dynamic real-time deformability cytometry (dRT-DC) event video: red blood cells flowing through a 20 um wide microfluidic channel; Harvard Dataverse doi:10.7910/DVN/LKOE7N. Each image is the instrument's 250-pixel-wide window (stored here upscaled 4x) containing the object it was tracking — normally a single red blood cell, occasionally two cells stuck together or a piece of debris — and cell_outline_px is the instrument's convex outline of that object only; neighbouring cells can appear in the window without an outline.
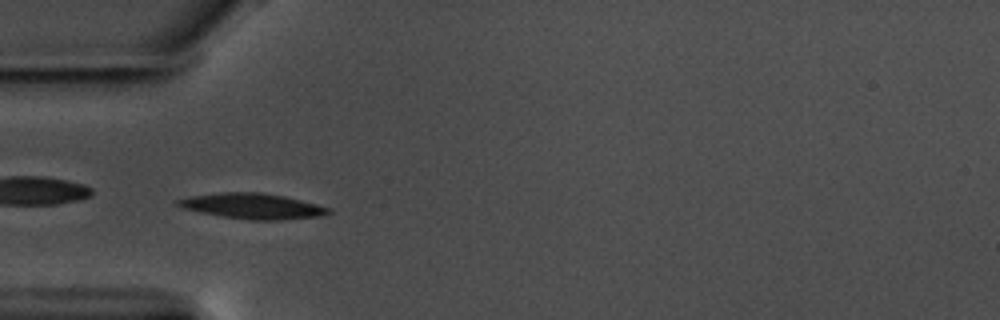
{"species": "common noctule bat (a hibernating species)", "species_latin": "Nyctalus noctula", "temperature_condition": "warm", "stored_images_in_passage": 41, "camera_frame_rate_fps": 3000, "um_per_image_px": 0.085, "animal": {"sex": "male", "body_mass_g": 17.5, "forearm_length_mm": 52.3}, "frame": {"image": 1, "passage_image": 1, "time_ms": 0.0, "image_size_px": [1000, 320], "cell_outline_px": [[332, 212], [320, 216], [280, 220], [248, 220], [220, 216], [180, 208], [176, 204], [176, 200], [188, 196], [220, 192], [260, 192], [284, 196], [332, 208]], "centroid_in_image_um": [21.43, 17.52], "position_along_channel_um": 63.6, "area_um2": 22.54}}
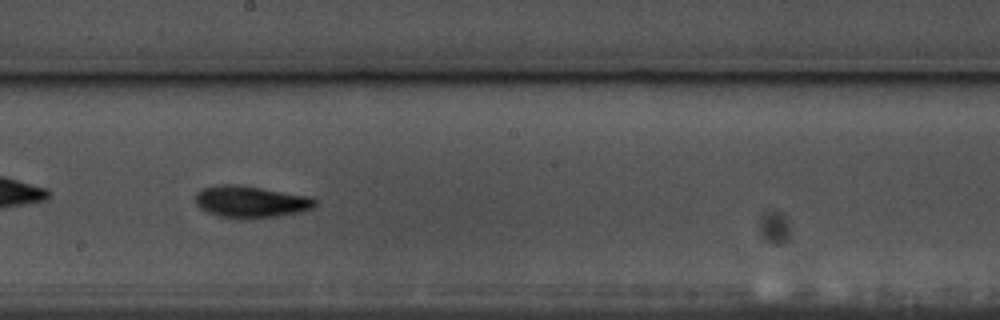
{"frame": {"image": 2, "passage_image": 15, "time_ms": 4.667, "image_size_px": [1000, 320], "cell_outline_px": [[316, 204], [312, 208], [300, 212], [276, 216], [220, 216], [208, 212], [200, 208], [192, 200], [196, 192], [204, 188], [216, 184], [240, 184], [312, 196], [316, 200]], "centroid_in_image_um": [21.3, 17.09], "position_along_channel_um": 226.9, "area_um2": 21.91}}
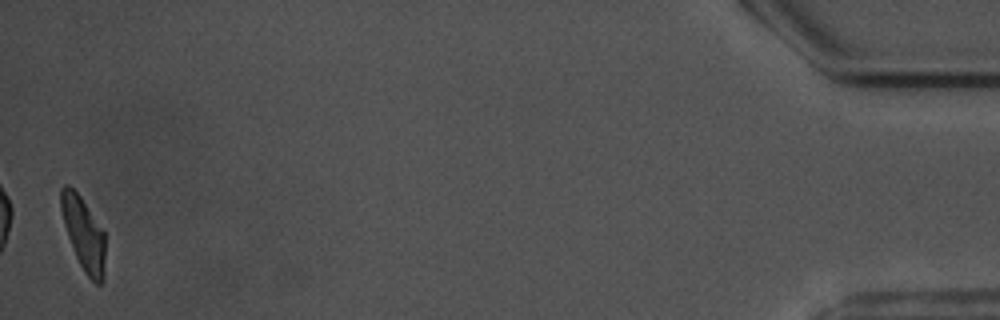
{"frame": {"image": 3, "passage_image": 40, "time_ms": 13.0, "image_size_px": [1000, 320], "cell_outline_px": [[104, 280], [100, 284], [96, 284], [84, 272], [76, 256], [68, 236], [64, 224], [60, 208], [60, 188], [64, 184], [68, 184], [80, 196], [104, 232]], "centroid_in_image_um": [7.09, 19.86], "position_along_channel_um": 428.1, "area_um2": 18.55}, "authors_computed_cell_mechanics": {"area_um2": 20.8658, "velocity_mm_per_s": 3.5378, "shape_relaxation_time_tau1_ms": 4.0957, "shape_relaxation_time_tau2_ms": 4.1144, "deformation_change_tau1": 0.1422, "deformation_change_tau2": 0.101}}